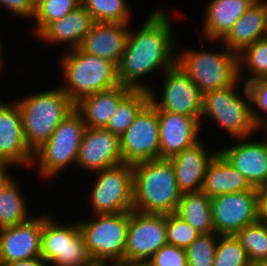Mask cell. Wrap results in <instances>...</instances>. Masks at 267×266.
<instances>
[{"instance_id":"cell-6","label":"cell","mask_w":267,"mask_h":266,"mask_svg":"<svg viewBox=\"0 0 267 266\" xmlns=\"http://www.w3.org/2000/svg\"><path fill=\"white\" fill-rule=\"evenodd\" d=\"M21 96L14 100L21 112L26 144L34 152L50 138L60 122L75 108V104L60 86Z\"/></svg>"},{"instance_id":"cell-23","label":"cell","mask_w":267,"mask_h":266,"mask_svg":"<svg viewBox=\"0 0 267 266\" xmlns=\"http://www.w3.org/2000/svg\"><path fill=\"white\" fill-rule=\"evenodd\" d=\"M199 38L221 41L257 0H207ZM203 35V36H202Z\"/></svg>"},{"instance_id":"cell-20","label":"cell","mask_w":267,"mask_h":266,"mask_svg":"<svg viewBox=\"0 0 267 266\" xmlns=\"http://www.w3.org/2000/svg\"><path fill=\"white\" fill-rule=\"evenodd\" d=\"M203 137L178 155L168 159L175 172L178 189L182 193L201 191L205 172L218 149L209 151Z\"/></svg>"},{"instance_id":"cell-5","label":"cell","mask_w":267,"mask_h":266,"mask_svg":"<svg viewBox=\"0 0 267 266\" xmlns=\"http://www.w3.org/2000/svg\"><path fill=\"white\" fill-rule=\"evenodd\" d=\"M63 83L60 88L75 104L82 97L120 85L118 66L108 59L88 54L79 47L60 55Z\"/></svg>"},{"instance_id":"cell-22","label":"cell","mask_w":267,"mask_h":266,"mask_svg":"<svg viewBox=\"0 0 267 266\" xmlns=\"http://www.w3.org/2000/svg\"><path fill=\"white\" fill-rule=\"evenodd\" d=\"M94 22L89 11L80 5L62 19L49 23L35 39L55 47L64 45L65 51L76 49Z\"/></svg>"},{"instance_id":"cell-16","label":"cell","mask_w":267,"mask_h":266,"mask_svg":"<svg viewBox=\"0 0 267 266\" xmlns=\"http://www.w3.org/2000/svg\"><path fill=\"white\" fill-rule=\"evenodd\" d=\"M33 157L25 141L19 105L14 99L0 98V163L30 170Z\"/></svg>"},{"instance_id":"cell-34","label":"cell","mask_w":267,"mask_h":266,"mask_svg":"<svg viewBox=\"0 0 267 266\" xmlns=\"http://www.w3.org/2000/svg\"><path fill=\"white\" fill-rule=\"evenodd\" d=\"M214 266H251L246 251L235 235H219Z\"/></svg>"},{"instance_id":"cell-43","label":"cell","mask_w":267,"mask_h":266,"mask_svg":"<svg viewBox=\"0 0 267 266\" xmlns=\"http://www.w3.org/2000/svg\"><path fill=\"white\" fill-rule=\"evenodd\" d=\"M114 266H151V264L148 261H122L116 264H113Z\"/></svg>"},{"instance_id":"cell-19","label":"cell","mask_w":267,"mask_h":266,"mask_svg":"<svg viewBox=\"0 0 267 266\" xmlns=\"http://www.w3.org/2000/svg\"><path fill=\"white\" fill-rule=\"evenodd\" d=\"M30 220L0 229V264L41 256L42 213Z\"/></svg>"},{"instance_id":"cell-7","label":"cell","mask_w":267,"mask_h":266,"mask_svg":"<svg viewBox=\"0 0 267 266\" xmlns=\"http://www.w3.org/2000/svg\"><path fill=\"white\" fill-rule=\"evenodd\" d=\"M86 128L81 113L74 108L55 128L50 138L34 151L31 170L40 175L39 180L42 178L52 183L64 170L67 172V168L76 166Z\"/></svg>"},{"instance_id":"cell-37","label":"cell","mask_w":267,"mask_h":266,"mask_svg":"<svg viewBox=\"0 0 267 266\" xmlns=\"http://www.w3.org/2000/svg\"><path fill=\"white\" fill-rule=\"evenodd\" d=\"M167 242L179 248L186 249L200 235L189 223L175 213L167 214Z\"/></svg>"},{"instance_id":"cell-18","label":"cell","mask_w":267,"mask_h":266,"mask_svg":"<svg viewBox=\"0 0 267 266\" xmlns=\"http://www.w3.org/2000/svg\"><path fill=\"white\" fill-rule=\"evenodd\" d=\"M157 114L160 131V159H170L178 155L203 136L204 129L201 128L200 117L159 109H157Z\"/></svg>"},{"instance_id":"cell-4","label":"cell","mask_w":267,"mask_h":266,"mask_svg":"<svg viewBox=\"0 0 267 266\" xmlns=\"http://www.w3.org/2000/svg\"><path fill=\"white\" fill-rule=\"evenodd\" d=\"M199 40L202 49L185 45L182 49H176V65L188 75L202 94L234 84L239 79L238 54L230 51L221 41ZM206 42L215 45L218 42L222 50H208L204 48L203 43Z\"/></svg>"},{"instance_id":"cell-2","label":"cell","mask_w":267,"mask_h":266,"mask_svg":"<svg viewBox=\"0 0 267 266\" xmlns=\"http://www.w3.org/2000/svg\"><path fill=\"white\" fill-rule=\"evenodd\" d=\"M133 169V210L141 213H175L182 196L168 159L139 162Z\"/></svg>"},{"instance_id":"cell-12","label":"cell","mask_w":267,"mask_h":266,"mask_svg":"<svg viewBox=\"0 0 267 266\" xmlns=\"http://www.w3.org/2000/svg\"><path fill=\"white\" fill-rule=\"evenodd\" d=\"M123 163L136 164L160 159L157 108L149 101L120 137Z\"/></svg>"},{"instance_id":"cell-15","label":"cell","mask_w":267,"mask_h":266,"mask_svg":"<svg viewBox=\"0 0 267 266\" xmlns=\"http://www.w3.org/2000/svg\"><path fill=\"white\" fill-rule=\"evenodd\" d=\"M261 133H264L262 141L251 135L218 147V152L255 188L267 185V130Z\"/></svg>"},{"instance_id":"cell-10","label":"cell","mask_w":267,"mask_h":266,"mask_svg":"<svg viewBox=\"0 0 267 266\" xmlns=\"http://www.w3.org/2000/svg\"><path fill=\"white\" fill-rule=\"evenodd\" d=\"M91 191L87 203L91 214H114L133 210V169L120 165L92 173ZM96 176V177H95Z\"/></svg>"},{"instance_id":"cell-40","label":"cell","mask_w":267,"mask_h":266,"mask_svg":"<svg viewBox=\"0 0 267 266\" xmlns=\"http://www.w3.org/2000/svg\"><path fill=\"white\" fill-rule=\"evenodd\" d=\"M258 221L267 223V185L257 188Z\"/></svg>"},{"instance_id":"cell-45","label":"cell","mask_w":267,"mask_h":266,"mask_svg":"<svg viewBox=\"0 0 267 266\" xmlns=\"http://www.w3.org/2000/svg\"><path fill=\"white\" fill-rule=\"evenodd\" d=\"M251 266H267V261H259V262L251 263Z\"/></svg>"},{"instance_id":"cell-44","label":"cell","mask_w":267,"mask_h":266,"mask_svg":"<svg viewBox=\"0 0 267 266\" xmlns=\"http://www.w3.org/2000/svg\"><path fill=\"white\" fill-rule=\"evenodd\" d=\"M0 39H1V37H0ZM1 41L2 40H0V73L2 72V71H4L5 70V68L6 67H4V64L6 63L4 60H6L4 57L5 56H3V43H1ZM3 68H4V70H3ZM1 75V74H0Z\"/></svg>"},{"instance_id":"cell-31","label":"cell","mask_w":267,"mask_h":266,"mask_svg":"<svg viewBox=\"0 0 267 266\" xmlns=\"http://www.w3.org/2000/svg\"><path fill=\"white\" fill-rule=\"evenodd\" d=\"M129 0H81L95 22L131 24L134 20ZM132 15V16H131Z\"/></svg>"},{"instance_id":"cell-21","label":"cell","mask_w":267,"mask_h":266,"mask_svg":"<svg viewBox=\"0 0 267 266\" xmlns=\"http://www.w3.org/2000/svg\"><path fill=\"white\" fill-rule=\"evenodd\" d=\"M133 24L94 22L79 48L91 55L120 63Z\"/></svg>"},{"instance_id":"cell-27","label":"cell","mask_w":267,"mask_h":266,"mask_svg":"<svg viewBox=\"0 0 267 266\" xmlns=\"http://www.w3.org/2000/svg\"><path fill=\"white\" fill-rule=\"evenodd\" d=\"M199 234L214 232L211 213V198L202 190L182 193L175 212Z\"/></svg>"},{"instance_id":"cell-26","label":"cell","mask_w":267,"mask_h":266,"mask_svg":"<svg viewBox=\"0 0 267 266\" xmlns=\"http://www.w3.org/2000/svg\"><path fill=\"white\" fill-rule=\"evenodd\" d=\"M251 188L245 177L218 152L205 172L202 191L213 198L224 193L247 191Z\"/></svg>"},{"instance_id":"cell-29","label":"cell","mask_w":267,"mask_h":266,"mask_svg":"<svg viewBox=\"0 0 267 266\" xmlns=\"http://www.w3.org/2000/svg\"><path fill=\"white\" fill-rule=\"evenodd\" d=\"M238 76L245 84L267 77V37L258 39L238 54Z\"/></svg>"},{"instance_id":"cell-25","label":"cell","mask_w":267,"mask_h":266,"mask_svg":"<svg viewBox=\"0 0 267 266\" xmlns=\"http://www.w3.org/2000/svg\"><path fill=\"white\" fill-rule=\"evenodd\" d=\"M132 91L118 85L107 91L82 97L75 108L81 113L83 121L90 128H106L118 104Z\"/></svg>"},{"instance_id":"cell-17","label":"cell","mask_w":267,"mask_h":266,"mask_svg":"<svg viewBox=\"0 0 267 266\" xmlns=\"http://www.w3.org/2000/svg\"><path fill=\"white\" fill-rule=\"evenodd\" d=\"M123 163L120 137L106 128L87 127L83 135L76 168L92 173ZM91 173V174H90Z\"/></svg>"},{"instance_id":"cell-41","label":"cell","mask_w":267,"mask_h":266,"mask_svg":"<svg viewBox=\"0 0 267 266\" xmlns=\"http://www.w3.org/2000/svg\"><path fill=\"white\" fill-rule=\"evenodd\" d=\"M11 167H13V168H11ZM14 167L16 168V166H13L10 164L0 163V193L14 177H18V176H15L11 173L12 169L15 170ZM9 171H10V173H9Z\"/></svg>"},{"instance_id":"cell-11","label":"cell","mask_w":267,"mask_h":266,"mask_svg":"<svg viewBox=\"0 0 267 266\" xmlns=\"http://www.w3.org/2000/svg\"><path fill=\"white\" fill-rule=\"evenodd\" d=\"M159 93L153 88L150 102L161 111H168L191 117H200L203 94L188 75L176 64L163 74Z\"/></svg>"},{"instance_id":"cell-3","label":"cell","mask_w":267,"mask_h":266,"mask_svg":"<svg viewBox=\"0 0 267 266\" xmlns=\"http://www.w3.org/2000/svg\"><path fill=\"white\" fill-rule=\"evenodd\" d=\"M242 83L238 79L226 88L208 91L203 94L200 116L201 127L206 124L205 120H212L214 126L221 129L219 131L228 134L229 138L231 136L229 140L260 134L261 130L255 125L252 117L249 90L247 85ZM241 89H243V95L239 93Z\"/></svg>"},{"instance_id":"cell-13","label":"cell","mask_w":267,"mask_h":266,"mask_svg":"<svg viewBox=\"0 0 267 266\" xmlns=\"http://www.w3.org/2000/svg\"><path fill=\"white\" fill-rule=\"evenodd\" d=\"M211 213L215 233L235 235L258 221L257 188L211 198Z\"/></svg>"},{"instance_id":"cell-32","label":"cell","mask_w":267,"mask_h":266,"mask_svg":"<svg viewBox=\"0 0 267 266\" xmlns=\"http://www.w3.org/2000/svg\"><path fill=\"white\" fill-rule=\"evenodd\" d=\"M81 5V0H36V10L32 21L34 27L29 32L36 37L49 23L68 15ZM32 33V34H31Z\"/></svg>"},{"instance_id":"cell-33","label":"cell","mask_w":267,"mask_h":266,"mask_svg":"<svg viewBox=\"0 0 267 266\" xmlns=\"http://www.w3.org/2000/svg\"><path fill=\"white\" fill-rule=\"evenodd\" d=\"M251 263L267 261V223L256 221L235 234Z\"/></svg>"},{"instance_id":"cell-42","label":"cell","mask_w":267,"mask_h":266,"mask_svg":"<svg viewBox=\"0 0 267 266\" xmlns=\"http://www.w3.org/2000/svg\"><path fill=\"white\" fill-rule=\"evenodd\" d=\"M5 266H50V264L42 256H37L27 260L13 261Z\"/></svg>"},{"instance_id":"cell-35","label":"cell","mask_w":267,"mask_h":266,"mask_svg":"<svg viewBox=\"0 0 267 266\" xmlns=\"http://www.w3.org/2000/svg\"><path fill=\"white\" fill-rule=\"evenodd\" d=\"M219 234H200L186 248L188 266H214V258Z\"/></svg>"},{"instance_id":"cell-30","label":"cell","mask_w":267,"mask_h":266,"mask_svg":"<svg viewBox=\"0 0 267 266\" xmlns=\"http://www.w3.org/2000/svg\"><path fill=\"white\" fill-rule=\"evenodd\" d=\"M150 101L145 90H132L117 106L106 126L113 134L121 137L134 121L140 110Z\"/></svg>"},{"instance_id":"cell-1","label":"cell","mask_w":267,"mask_h":266,"mask_svg":"<svg viewBox=\"0 0 267 266\" xmlns=\"http://www.w3.org/2000/svg\"><path fill=\"white\" fill-rule=\"evenodd\" d=\"M168 11L157 6L148 14L140 29L129 30L125 50L118 64L120 85L150 92L155 85H150L152 82H147L146 77L159 73L158 70L163 74L176 64V49L179 46L176 44L177 34L172 20L178 15L177 19L180 16L184 19V13L176 10V13L170 14Z\"/></svg>"},{"instance_id":"cell-46","label":"cell","mask_w":267,"mask_h":266,"mask_svg":"<svg viewBox=\"0 0 267 266\" xmlns=\"http://www.w3.org/2000/svg\"><path fill=\"white\" fill-rule=\"evenodd\" d=\"M95 266H114V265L111 264V265H95Z\"/></svg>"},{"instance_id":"cell-14","label":"cell","mask_w":267,"mask_h":266,"mask_svg":"<svg viewBox=\"0 0 267 266\" xmlns=\"http://www.w3.org/2000/svg\"><path fill=\"white\" fill-rule=\"evenodd\" d=\"M167 214L130 211L125 261H148L167 242Z\"/></svg>"},{"instance_id":"cell-39","label":"cell","mask_w":267,"mask_h":266,"mask_svg":"<svg viewBox=\"0 0 267 266\" xmlns=\"http://www.w3.org/2000/svg\"><path fill=\"white\" fill-rule=\"evenodd\" d=\"M2 7L16 18L29 21L34 17L36 0H0V8Z\"/></svg>"},{"instance_id":"cell-24","label":"cell","mask_w":267,"mask_h":266,"mask_svg":"<svg viewBox=\"0 0 267 266\" xmlns=\"http://www.w3.org/2000/svg\"><path fill=\"white\" fill-rule=\"evenodd\" d=\"M267 0H257L233 25L221 42L236 54L266 37Z\"/></svg>"},{"instance_id":"cell-28","label":"cell","mask_w":267,"mask_h":266,"mask_svg":"<svg viewBox=\"0 0 267 266\" xmlns=\"http://www.w3.org/2000/svg\"><path fill=\"white\" fill-rule=\"evenodd\" d=\"M17 178H13L0 193V229L22 224L34 215L29 208L23 187ZM32 215V216H31Z\"/></svg>"},{"instance_id":"cell-36","label":"cell","mask_w":267,"mask_h":266,"mask_svg":"<svg viewBox=\"0 0 267 266\" xmlns=\"http://www.w3.org/2000/svg\"><path fill=\"white\" fill-rule=\"evenodd\" d=\"M246 85L251 96L253 121L259 130H267V77H260Z\"/></svg>"},{"instance_id":"cell-8","label":"cell","mask_w":267,"mask_h":266,"mask_svg":"<svg viewBox=\"0 0 267 266\" xmlns=\"http://www.w3.org/2000/svg\"><path fill=\"white\" fill-rule=\"evenodd\" d=\"M77 220L87 252L95 265L125 261L130 211L114 214H90Z\"/></svg>"},{"instance_id":"cell-9","label":"cell","mask_w":267,"mask_h":266,"mask_svg":"<svg viewBox=\"0 0 267 266\" xmlns=\"http://www.w3.org/2000/svg\"><path fill=\"white\" fill-rule=\"evenodd\" d=\"M42 212L41 256L50 266H95L77 219L66 222L50 211ZM74 221V222H73ZM67 223V224H66Z\"/></svg>"},{"instance_id":"cell-38","label":"cell","mask_w":267,"mask_h":266,"mask_svg":"<svg viewBox=\"0 0 267 266\" xmlns=\"http://www.w3.org/2000/svg\"><path fill=\"white\" fill-rule=\"evenodd\" d=\"M148 262L151 266H188L186 249L166 244Z\"/></svg>"}]
</instances>
